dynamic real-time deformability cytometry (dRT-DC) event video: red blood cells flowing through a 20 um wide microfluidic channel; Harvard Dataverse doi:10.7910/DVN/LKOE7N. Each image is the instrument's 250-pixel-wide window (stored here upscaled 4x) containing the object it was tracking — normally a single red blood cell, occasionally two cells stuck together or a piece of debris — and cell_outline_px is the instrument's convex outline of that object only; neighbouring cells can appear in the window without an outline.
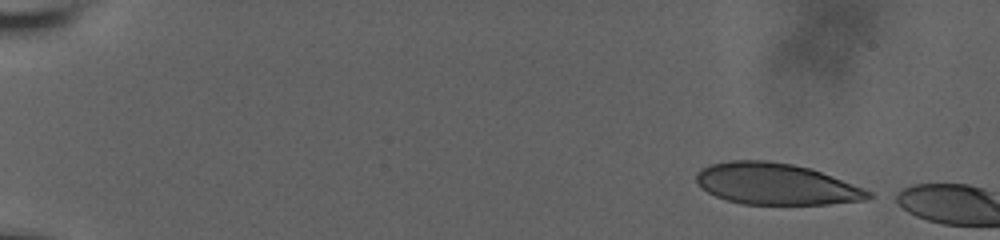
{"species": "human", "species_latin": "Homo sapiens", "temperature_condition": "room temperature", "stored_images_in_passage": 4, "camera_frame_rate_fps": 3000, "um_per_image_px": 0.085, "donor": {"sex": "male"}, "frame": {"image": 1, "passage_image": 1, "time_ms": 0.0, "image_size_px": [1000, 240], "cell_outline_px": [[876, 196], [864, 200], [828, 204], [744, 204], [728, 200], [716, 196], [700, 188], [696, 180], [696, 172], [700, 168], [708, 164], [728, 160], [768, 160], [792, 164], [812, 168], [864, 188], [872, 192]], "centroid_in_image_um": [65.95, 15.62], "position_along_channel_um": 19.1, "area_um2": 41.85}}